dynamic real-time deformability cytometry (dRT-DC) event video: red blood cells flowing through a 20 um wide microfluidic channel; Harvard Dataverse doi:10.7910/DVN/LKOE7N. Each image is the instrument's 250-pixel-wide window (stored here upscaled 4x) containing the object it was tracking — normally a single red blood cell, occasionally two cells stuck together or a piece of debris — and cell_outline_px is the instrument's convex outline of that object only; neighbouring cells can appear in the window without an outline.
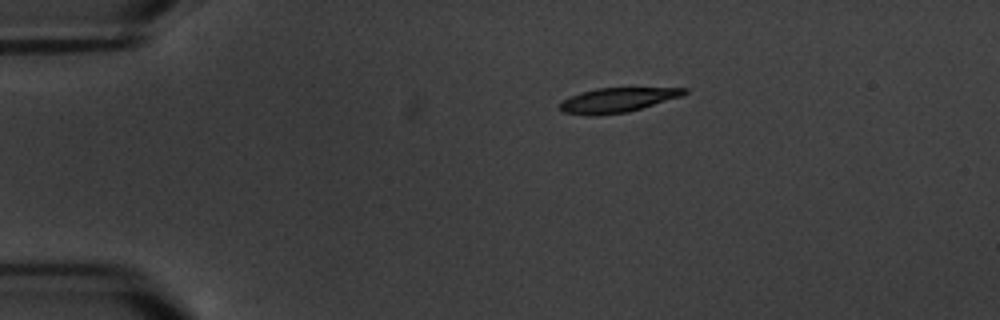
{"species": "common noctule bat (a hibernating species)", "species_latin": "Nyctalus noctula", "temperature_condition": "warm", "stored_images_in_passage": 3, "camera_frame_rate_fps": 3000, "um_per_image_px": 0.085, "animal": {"sex": "male", "body_mass_g": 20.1, "forearm_length_mm": 53.5}, "frame": {"image": 1, "passage_image": 1, "time_ms": 0.0, "image_size_px": [1000, 320], "cell_outline_px": [[688, 92], [680, 96], [628, 112], [596, 116], [588, 116], [564, 112], [560, 108], [560, 104], [564, 100], [580, 92], [596, 88], [688, 88]], "centroid_in_image_um": [52.45, 8.51], "position_along_channel_um": 32.6, "area_um2": 17.57}}